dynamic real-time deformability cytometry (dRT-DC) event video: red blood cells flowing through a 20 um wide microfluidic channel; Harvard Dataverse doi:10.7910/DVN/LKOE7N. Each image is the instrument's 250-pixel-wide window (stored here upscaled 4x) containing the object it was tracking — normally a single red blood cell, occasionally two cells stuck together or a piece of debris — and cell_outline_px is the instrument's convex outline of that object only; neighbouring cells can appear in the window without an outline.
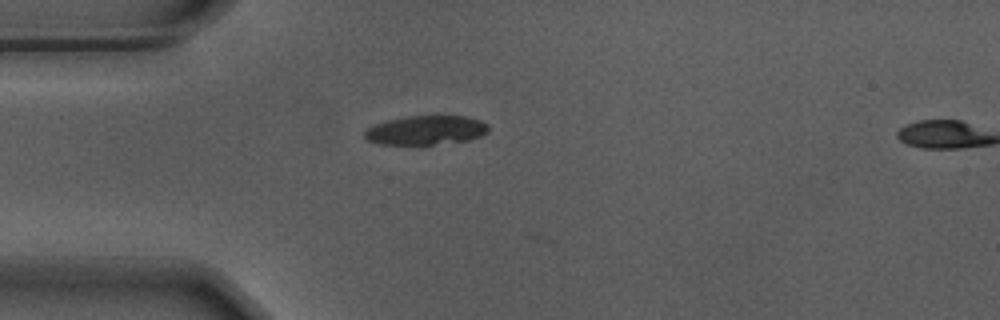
{"species": "Egyptian fruit bat (a non-hibernating species)", "species_latin": "Rousettus aegyptiacus", "temperature_condition": "warm", "stored_images_in_passage": 2, "camera_frame_rate_fps": 3000, "um_per_image_px": 0.085, "animal": {"sex": "male"}, "frame": {"image": 1, "passage_image": 1, "time_ms": 0.0, "image_size_px": [1000, 320], "cell_outline_px": [[488, 132], [480, 136], [468, 140], [420, 148], [380, 144], [368, 140], [364, 136], [364, 132], [368, 128], [376, 124], [388, 120], [408, 116], [464, 116], [480, 120], [488, 124]], "centroid_in_image_um": [36.19, 11.12], "position_along_channel_um": 48.8, "area_um2": 21.85}}